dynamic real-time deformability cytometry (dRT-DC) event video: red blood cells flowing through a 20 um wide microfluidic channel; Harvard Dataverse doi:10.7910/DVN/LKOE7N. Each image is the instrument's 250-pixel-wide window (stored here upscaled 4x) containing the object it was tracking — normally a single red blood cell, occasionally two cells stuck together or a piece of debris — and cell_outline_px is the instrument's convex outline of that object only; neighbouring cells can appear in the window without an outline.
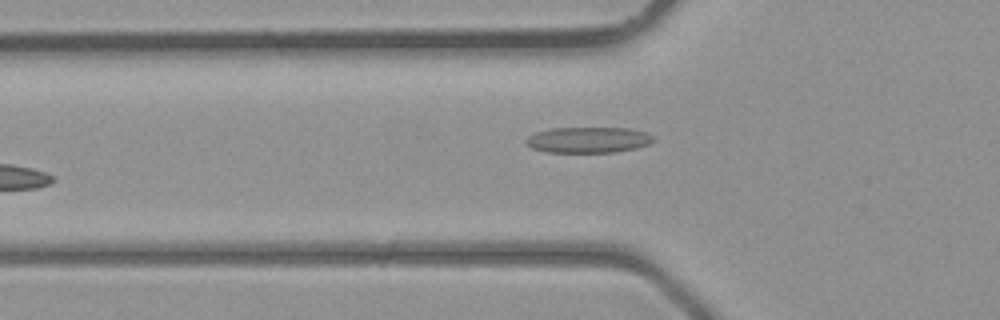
{"species": "common noctule bat (a hibernating species)", "species_latin": "Nyctalus noctula", "temperature_condition": "room temperature", "stored_images_in_passage": 5, "camera_frame_rate_fps": 3000, "um_per_image_px": 0.085, "animal": {"sex": "male", "body_mass_g": 23.1, "forearm_length_mm": 52.7}, "frame": {"image": 1, "passage_image": 5, "time_ms": 4.667, "image_size_px": [1000, 320], "cell_outline_px": [[656, 140], [648, 144], [636, 148], [616, 152], [548, 152], [532, 148], [524, 144], [524, 140], [528, 136], [536, 132], [552, 128], [628, 128], [648, 132]], "centroid_in_image_um": [50.0, 11.89], "position_along_channel_um": 75.8, "area_um2": 19.31}}